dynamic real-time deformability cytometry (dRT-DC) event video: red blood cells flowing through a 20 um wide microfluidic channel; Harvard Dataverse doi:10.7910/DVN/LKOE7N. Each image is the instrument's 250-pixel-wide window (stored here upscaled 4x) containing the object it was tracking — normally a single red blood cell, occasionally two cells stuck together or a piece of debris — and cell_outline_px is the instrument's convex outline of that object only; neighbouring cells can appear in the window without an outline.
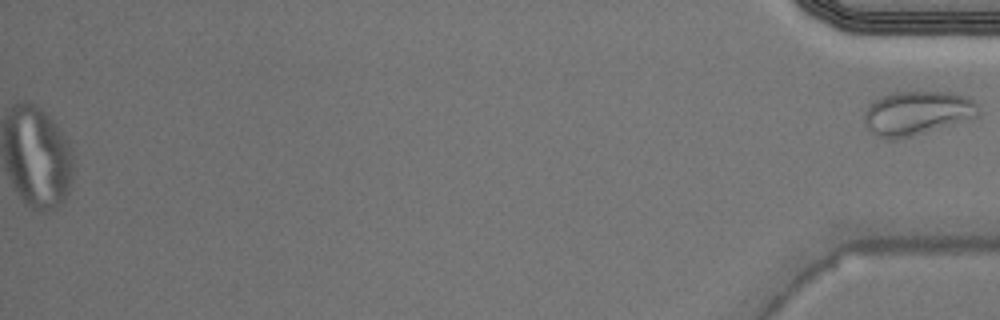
{"species": "Egyptian fruit bat (a non-hibernating species)", "species_latin": "Rousettus aegyptiacus", "temperature_condition": "warm", "stored_images_in_passage": 42, "segment_of_instrument_passage": [2, 2], "camera_frame_rate_fps": 3000, "um_per_image_px": 0.085, "animal": {"sex": "male"}, "frame": {"image": 1, "passage_image": 42, "time_ms": 13.667, "image_size_px": [1000, 320], "cell_outline_px": [[980, 104], [976, 116], [912, 136], [896, 140], [888, 140], [876, 136], [868, 132], [864, 128], [864, 112], [876, 100], [888, 92], [952, 92], [964, 96]], "centroid_in_image_um": [77.87, 9.62], "position_along_channel_um": 357.3, "area_um2": 29.19}}